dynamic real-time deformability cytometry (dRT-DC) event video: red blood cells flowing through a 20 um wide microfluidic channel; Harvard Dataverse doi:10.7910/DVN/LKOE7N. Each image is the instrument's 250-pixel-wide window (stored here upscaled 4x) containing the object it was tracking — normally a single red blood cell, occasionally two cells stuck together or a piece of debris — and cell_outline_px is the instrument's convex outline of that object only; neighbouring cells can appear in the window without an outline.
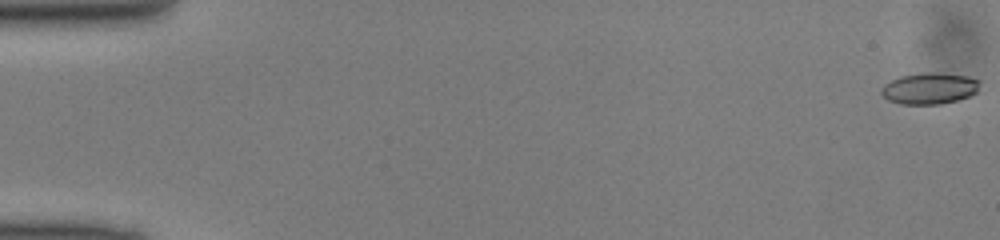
{"species": "common noctule bat (a hibernating species)", "species_latin": "Nyctalus noctula", "temperature_condition": "cold", "stored_images_in_passage": 50, "camera_frame_rate_fps": 3000, "um_per_image_px": 0.085, "animal": {"sex": "male", "body_mass_g": 13.0, "forearm_length_mm": 53.1}, "frame": {"image": 1, "passage_image": 1, "time_ms": 0.0, "image_size_px": [1000, 240], "cell_outline_px": [[980, 80], [976, 92], [968, 96], [956, 100], [940, 104], [900, 104], [888, 100], [880, 92], [884, 84], [900, 76], [928, 72], [936, 72], [968, 76]], "centroid_in_image_um": [78.99, 7.51], "position_along_channel_um": 6.0, "area_um2": 17.86}}
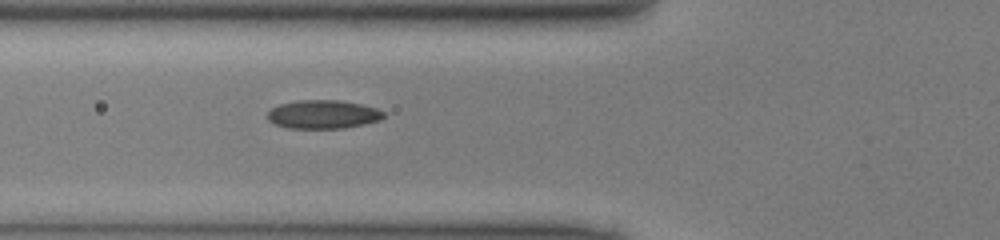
{"frame": {"image": 2, "passage_image": 19, "time_ms": 6.0, "image_size_px": [1000, 240], "cell_outline_px": [[384, 116], [380, 120], [364, 124], [344, 128], [288, 128], [276, 124], [268, 120], [268, 112], [272, 108], [280, 104], [296, 100], [340, 100], [360, 104], [376, 108], [384, 112]], "centroid_in_image_um": [27.46, 9.72], "position_along_channel_um": 98.3, "area_um2": 19.25}}
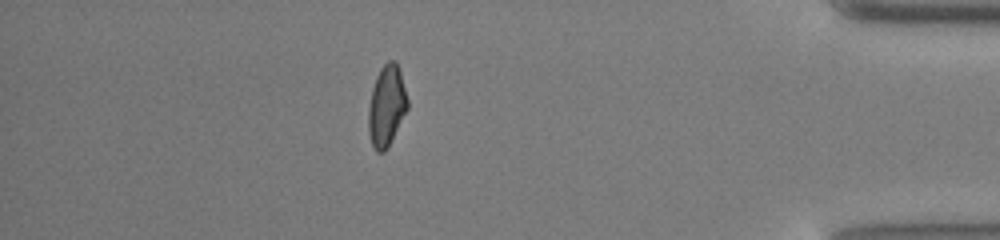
{"frame": {"image": 3, "passage_image": 44, "time_ms": 14.333, "image_size_px": [1000, 240], "cell_outline_px": [[408, 108], [388, 148], [384, 152], [376, 152], [372, 144], [368, 132], [368, 108], [372, 88], [376, 76], [380, 68], [388, 60], [396, 60], [400, 68], [408, 100]], "centroid_in_image_um": [32.86, 8.98], "position_along_channel_um": 402.3, "area_um2": 18.73}}